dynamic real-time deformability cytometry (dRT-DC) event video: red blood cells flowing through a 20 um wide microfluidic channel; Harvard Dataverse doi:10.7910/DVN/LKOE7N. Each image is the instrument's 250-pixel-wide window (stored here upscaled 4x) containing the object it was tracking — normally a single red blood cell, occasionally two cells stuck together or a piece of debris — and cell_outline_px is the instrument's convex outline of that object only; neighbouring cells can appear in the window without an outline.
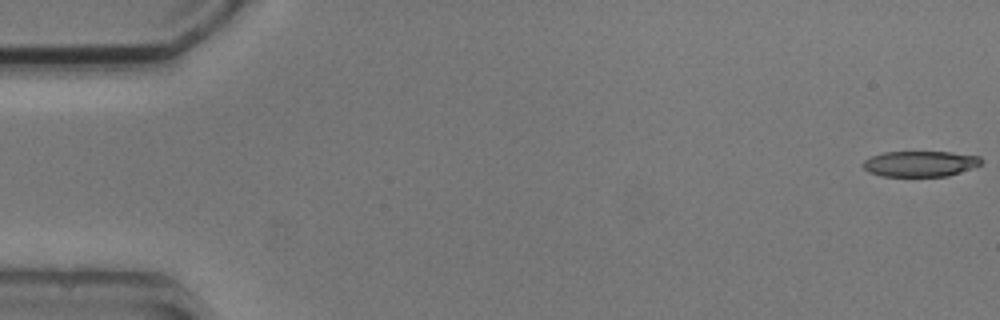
{"species": "common noctule bat (a hibernating species)", "species_latin": "Nyctalus noctula", "temperature_condition": "cold", "stored_images_in_passage": 5, "camera_frame_rate_fps": 3000, "um_per_image_px": 0.085, "animal": {"sex": "male", "body_mass_g": 20.5, "forearm_length_mm": 52.5}, "frame": {"image": 1, "passage_image": 1, "time_ms": 0.0, "image_size_px": [1000, 320], "cell_outline_px": [[984, 160], [980, 164], [972, 168], [948, 176], [880, 176], [868, 172], [864, 168], [864, 160], [872, 156], [884, 152], [952, 152], [980, 156]], "centroid_in_image_um": [78.24, 13.92], "position_along_channel_um": 6.8, "area_um2": 17.69}}